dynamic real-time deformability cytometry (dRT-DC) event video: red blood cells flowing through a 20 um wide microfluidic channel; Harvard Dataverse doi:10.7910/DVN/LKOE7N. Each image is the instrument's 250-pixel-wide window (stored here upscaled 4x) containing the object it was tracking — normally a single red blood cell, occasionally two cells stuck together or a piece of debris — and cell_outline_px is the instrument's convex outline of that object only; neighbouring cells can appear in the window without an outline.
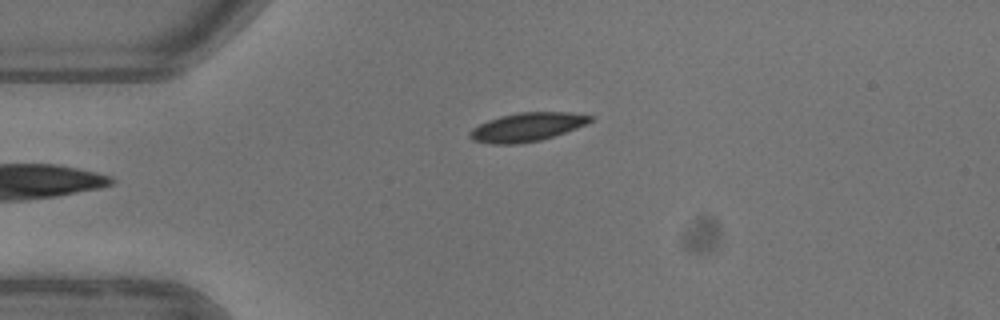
{"species": "common noctule bat (a hibernating species)", "species_latin": "Nyctalus noctula", "temperature_condition": "warm", "stored_images_in_passage": 4, "camera_frame_rate_fps": 3000, "um_per_image_px": 0.085, "animal": {"sex": "female"}, "frame": {"image": 1, "passage_image": 4, "time_ms": 3.667, "image_size_px": [1000, 320], "cell_outline_px": [[596, 116], [592, 120], [576, 128], [540, 140], [516, 144], [492, 144], [472, 140], [468, 136], [468, 132], [472, 128], [488, 120], [500, 116], [520, 112], [568, 112]], "centroid_in_image_um": [44.76, 10.79], "position_along_channel_um": 40.2, "area_um2": 20.0}}